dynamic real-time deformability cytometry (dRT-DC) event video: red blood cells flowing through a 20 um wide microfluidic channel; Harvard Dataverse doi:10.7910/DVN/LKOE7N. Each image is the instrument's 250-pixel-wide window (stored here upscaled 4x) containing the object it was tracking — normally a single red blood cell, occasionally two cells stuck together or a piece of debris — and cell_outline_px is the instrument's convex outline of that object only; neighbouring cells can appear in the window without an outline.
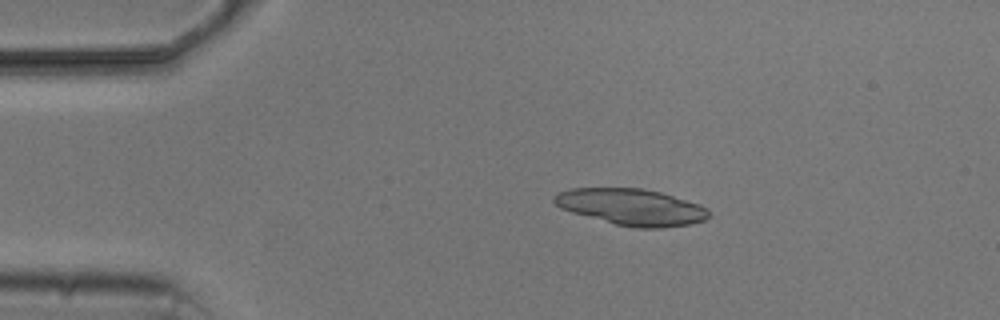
{"species": "common noctule bat (a hibernating species)", "species_latin": "Nyctalus noctula", "temperature_condition": "cold", "stored_images_in_passage": 9, "camera_frame_rate_fps": 3000, "um_per_image_px": 0.085, "animal": {"sex": "male", "body_mass_g": 20.5, "forearm_length_mm": 52.5}, "frame": {"image": 1, "passage_image": 2, "time_ms": 1.333, "image_size_px": [1000, 320], "cell_outline_px": [[712, 216], [704, 220], [692, 224], [664, 228], [636, 228], [616, 224], [572, 212], [560, 208], [552, 200], [552, 196], [560, 192], [572, 188], [640, 188], [660, 192], [700, 204], [708, 208]], "centroid_in_image_um": [53.72, 17.6], "position_along_channel_um": 31.3, "area_um2": 32.89}}